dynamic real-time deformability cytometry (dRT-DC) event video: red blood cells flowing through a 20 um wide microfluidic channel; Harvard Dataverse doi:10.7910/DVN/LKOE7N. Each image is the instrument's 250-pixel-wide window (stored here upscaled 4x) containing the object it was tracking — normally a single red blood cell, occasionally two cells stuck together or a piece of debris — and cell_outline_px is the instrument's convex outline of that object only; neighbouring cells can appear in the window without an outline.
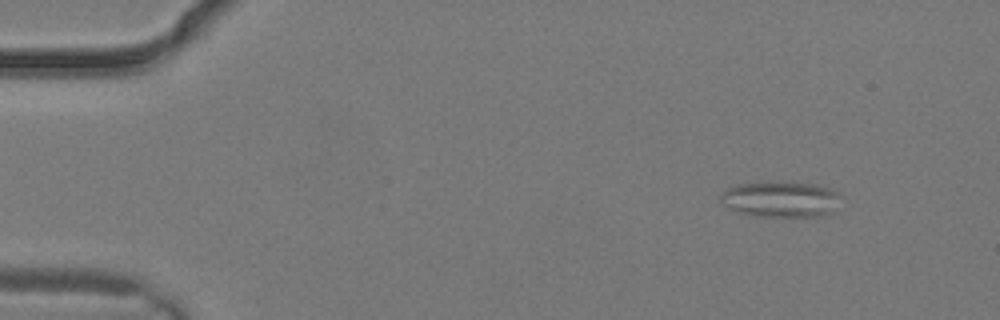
{"species": "common noctule bat (a hibernating species)", "species_latin": "Nyctalus noctula", "temperature_condition": "warm", "stored_images_in_passage": 2, "camera_frame_rate_fps": 3000, "um_per_image_px": 0.085, "animal": {"sex": "male", "body_mass_g": 19.2, "forearm_length_mm": 51.8}, "frame": {"image": 1, "passage_image": 1, "time_ms": 0.0, "image_size_px": [1000, 320], "cell_outline_px": [[844, 196], [832, 212], [820, 216], [752, 216], [736, 212], [728, 208], [720, 200], [720, 196], [728, 188], [740, 184], [760, 180], [816, 184], [840, 192]], "centroid_in_image_um": [66.38, 16.92], "position_along_channel_um": 18.6, "area_um2": 25.66}}